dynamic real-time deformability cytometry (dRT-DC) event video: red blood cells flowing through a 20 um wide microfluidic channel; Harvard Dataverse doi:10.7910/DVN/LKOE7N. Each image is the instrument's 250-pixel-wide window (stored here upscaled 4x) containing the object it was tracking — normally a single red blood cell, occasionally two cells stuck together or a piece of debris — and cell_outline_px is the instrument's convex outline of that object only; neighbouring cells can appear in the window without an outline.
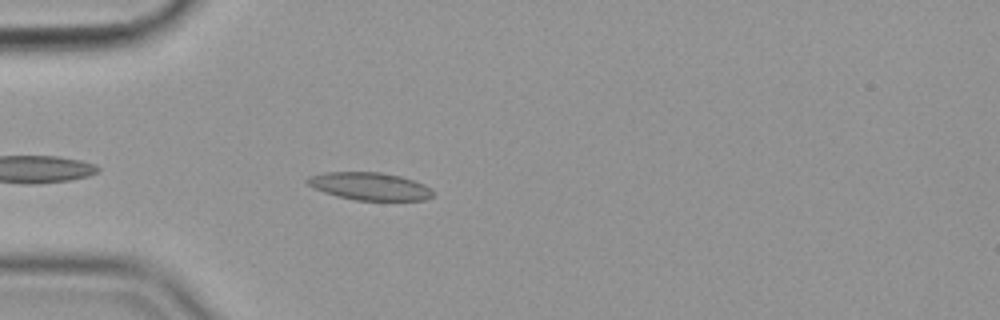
{"species": "common noctule bat (a hibernating species)", "species_latin": "Nyctalus noctula", "temperature_condition": "cold", "stored_images_in_passage": 33, "camera_frame_rate_fps": 3000, "um_per_image_px": 0.085, "animal": {"sex": "female", "body_mass_g": 19.9}, "frame": {"image": 1, "passage_image": 4, "time_ms": 1.0, "image_size_px": [1000, 320], "cell_outline_px": [[432, 196], [424, 200], [356, 200], [336, 196], [312, 188], [304, 180], [308, 176], [324, 172], [380, 172], [400, 176], [424, 184], [432, 188]], "centroid_in_image_um": [31.38, 15.83], "position_along_channel_um": 53.6, "area_um2": 20.29}}
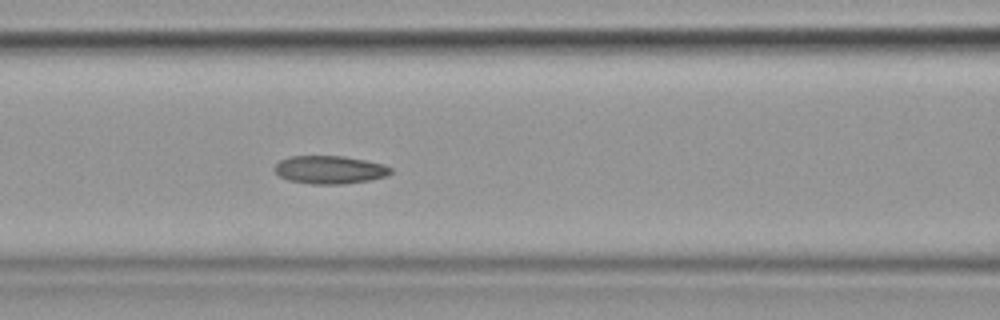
{"frame": {"image": 2, "passage_image": 12, "time_ms": 3.667, "image_size_px": [1000, 320], "cell_outline_px": [[392, 172], [388, 176], [368, 180], [344, 184], [312, 184], [288, 180], [280, 176], [272, 168], [280, 160], [288, 156], [344, 156], [384, 164], [392, 168]], "centroid_in_image_um": [28.02, 14.42], "position_along_channel_um": 138.6, "area_um2": 19.07}}
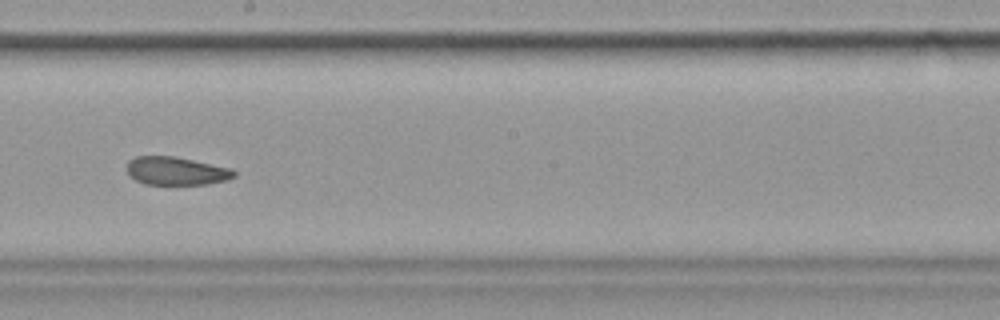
{"frame": {"image": 3, "passage_image": 20, "time_ms": 6.333, "image_size_px": [1000, 320], "cell_outline_px": [[236, 176], [224, 180], [208, 184], [144, 184], [128, 176], [128, 160], [136, 156], [172, 156], [232, 168], [236, 172]], "centroid_in_image_um": [14.96, 14.53], "position_along_channel_um": 233.2, "area_um2": 17.51}, "authors_computed_cell_mechanics": {"area_um2": 18.9006, "velocity_mm_per_s": 3.5671, "shape_relaxation_time_tau1_ms": null, "shape_relaxation_time_tau2_ms": 3.6773, "deformation_change_tau1": null, "deformation_change_tau2": 0.0923}}